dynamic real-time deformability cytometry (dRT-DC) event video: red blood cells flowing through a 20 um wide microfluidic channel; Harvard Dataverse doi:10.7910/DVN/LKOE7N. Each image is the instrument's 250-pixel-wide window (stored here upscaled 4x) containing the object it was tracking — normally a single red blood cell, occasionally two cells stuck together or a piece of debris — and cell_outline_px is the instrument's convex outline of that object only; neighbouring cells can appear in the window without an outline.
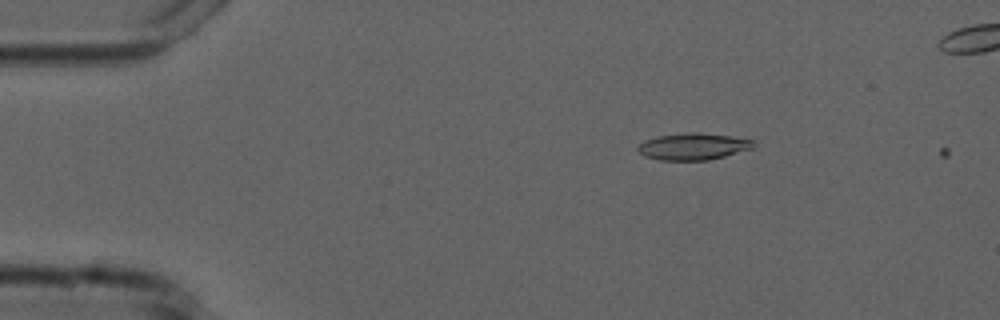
{"species": "common noctule bat (a hibernating species)", "species_latin": "Nyctalus noctula", "temperature_condition": "cold", "stored_images_in_passage": 3, "camera_frame_rate_fps": 3000, "um_per_image_px": 0.085, "animal": {"sex": "male", "forearm_length_mm": 52.5}, "frame": {"image": 1, "passage_image": 1, "time_ms": 0.0, "image_size_px": [1000, 320], "cell_outline_px": [[756, 144], [752, 148], [724, 156], [708, 160], [660, 160], [644, 156], [636, 148], [644, 140], [656, 136], [692, 132], [728, 136], [752, 140]], "centroid_in_image_um": [58.87, 12.45], "position_along_channel_um": 26.1, "area_um2": 17.74}}